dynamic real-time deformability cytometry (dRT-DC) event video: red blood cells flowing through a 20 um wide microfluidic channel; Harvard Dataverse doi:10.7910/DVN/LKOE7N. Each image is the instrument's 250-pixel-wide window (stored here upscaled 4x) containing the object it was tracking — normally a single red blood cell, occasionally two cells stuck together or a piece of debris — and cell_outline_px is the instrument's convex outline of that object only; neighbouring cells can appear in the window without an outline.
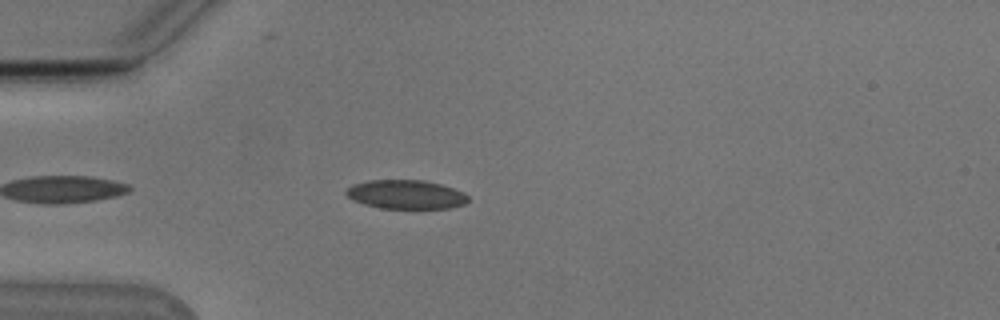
{"species": "Egyptian fruit bat (a non-hibernating species)", "species_latin": "Rousettus aegyptiacus", "temperature_condition": "cold", "stored_images_in_passage": 44, "camera_frame_rate_fps": 3000, "um_per_image_px": 0.085, "animal": {"sex": "male"}, "frame": {"image": 1, "passage_image": 5, "time_ms": 1.333, "image_size_px": [1000, 320], "cell_outline_px": [[468, 200], [464, 204], [448, 208], [380, 208], [364, 204], [352, 200], [344, 192], [352, 184], [368, 180], [424, 180], [440, 184], [464, 192], [468, 196]], "centroid_in_image_um": [34.48, 16.52], "position_along_channel_um": 50.5, "area_um2": 20.52}}
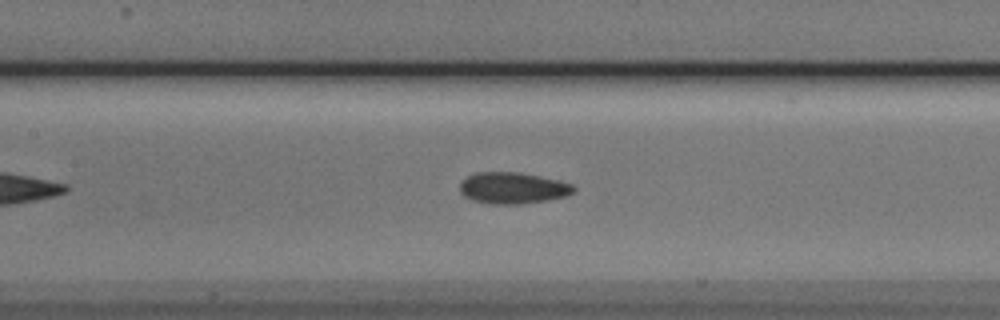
{"frame": {"image": 2, "passage_image": 15, "time_ms": 4.667, "image_size_px": [1000, 320], "cell_outline_px": [[576, 192], [568, 196], [544, 200], [516, 204], [492, 204], [472, 200], [464, 196], [460, 192], [460, 184], [468, 176], [476, 172], [516, 172], [556, 180], [572, 184], [576, 188]], "centroid_in_image_um": [43.58, 15.99], "position_along_channel_um": 163.8, "area_um2": 20.58}}
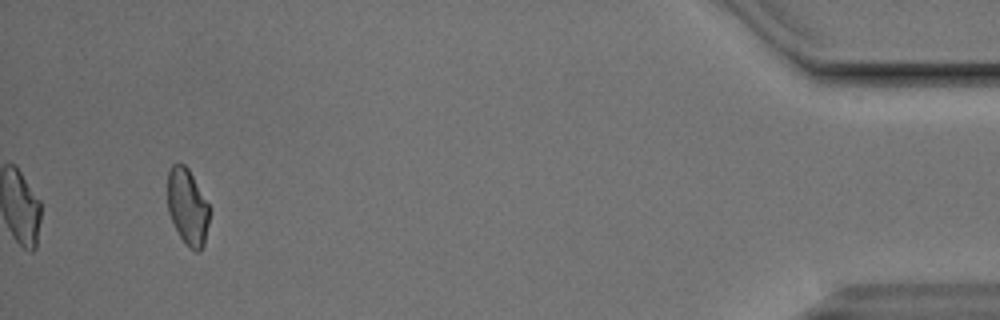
{"frame": {"image": 3, "passage_image": 41, "time_ms": 13.333, "image_size_px": [1000, 320], "cell_outline_px": [[212, 208], [204, 244], [200, 252], [196, 252], [180, 236], [168, 212], [168, 172], [172, 164], [184, 164], [188, 168]], "centroid_in_image_um": [15.98, 17.56], "position_along_channel_um": 419.2, "area_um2": 18.67}, "authors_computed_cell_mechanics": {"area_um2": 20.1722, "velocity_mm_per_s": 3.7933, "shape_relaxation_time_tau1_ms": 6.6389, "shape_relaxation_time_tau2_ms": 3.8084, "deformation_change_tau1": 0.1232, "deformation_change_tau2": 0.0817}}